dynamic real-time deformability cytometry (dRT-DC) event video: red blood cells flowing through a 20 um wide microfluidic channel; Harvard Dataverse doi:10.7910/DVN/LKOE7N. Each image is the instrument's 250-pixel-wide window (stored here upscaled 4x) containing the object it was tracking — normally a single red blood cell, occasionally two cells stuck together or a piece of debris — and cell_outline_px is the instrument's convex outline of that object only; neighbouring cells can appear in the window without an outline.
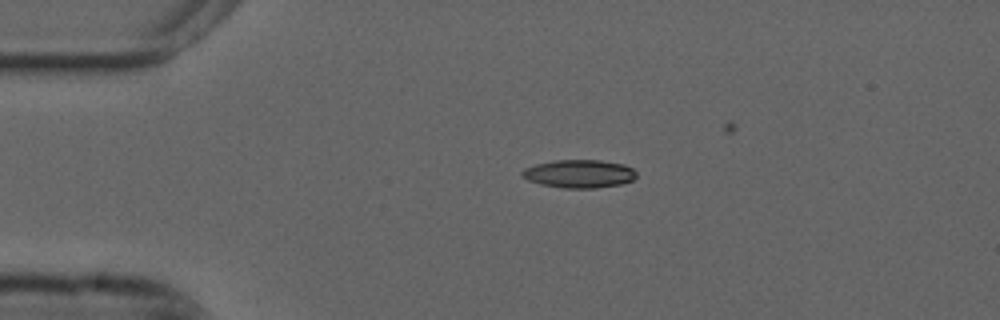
{"species": "common noctule bat (a hibernating species)", "species_latin": "Nyctalus noctula", "temperature_condition": "cold", "stored_images_in_passage": 13, "camera_frame_rate_fps": 3000, "um_per_image_px": 0.085, "animal": {"sex": "male", "forearm_length_mm": 52.5}, "frame": {"image": 1, "passage_image": 1, "time_ms": 0.0, "image_size_px": [1000, 320], "cell_outline_px": [[636, 176], [632, 180], [620, 184], [596, 188], [560, 188], [540, 184], [528, 180], [520, 172], [524, 168], [536, 164], [556, 160], [600, 160], [624, 164], [632, 168], [636, 172]], "centroid_in_image_um": [49.23, 14.77], "position_along_channel_um": 35.8, "area_um2": 18.73}}
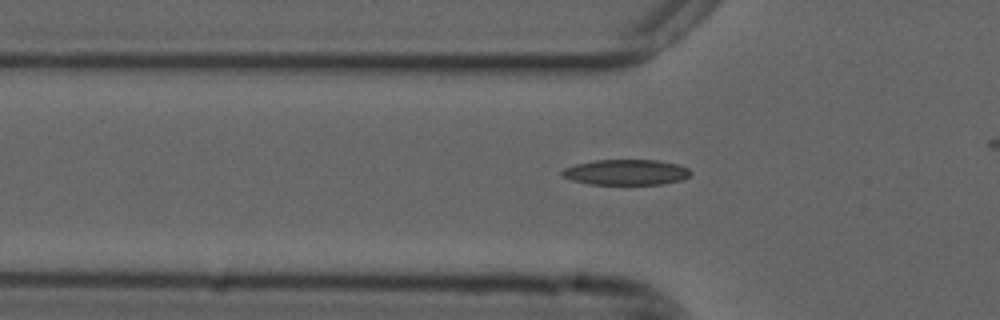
{"frame": {"image": 2, "passage_image": 7, "time_ms": 2.0, "image_size_px": [1000, 320], "cell_outline_px": [[692, 172], [688, 176], [680, 180], [664, 184], [588, 184], [572, 180], [564, 176], [560, 172], [564, 168], [576, 164], [596, 160], [656, 160], [676, 164], [688, 168]], "centroid_in_image_um": [53.21, 14.64], "position_along_channel_um": 72.6, "area_um2": 18.96}}
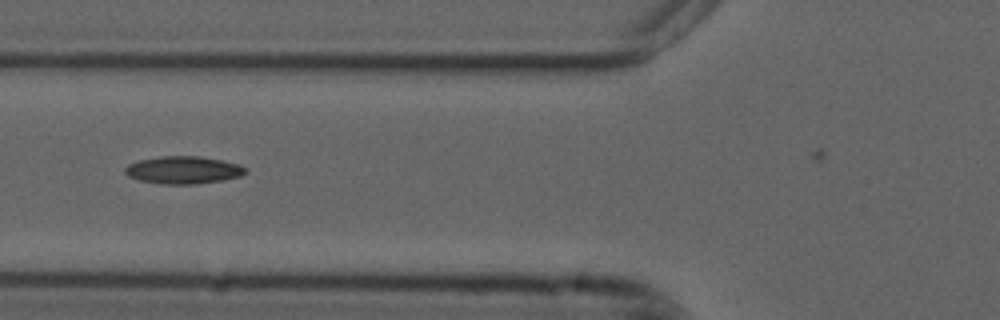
{"frame": {"image": 3, "passage_image": 10, "time_ms": 3.0, "image_size_px": [1000, 320], "cell_outline_px": [[248, 172], [240, 176], [224, 180], [196, 184], [164, 184], [140, 180], [128, 176], [124, 172], [124, 168], [128, 164], [140, 160], [160, 156], [200, 156], [240, 164], [248, 168]], "centroid_in_image_um": [15.62, 14.45], "position_along_channel_um": 110.2, "area_um2": 19.42}}